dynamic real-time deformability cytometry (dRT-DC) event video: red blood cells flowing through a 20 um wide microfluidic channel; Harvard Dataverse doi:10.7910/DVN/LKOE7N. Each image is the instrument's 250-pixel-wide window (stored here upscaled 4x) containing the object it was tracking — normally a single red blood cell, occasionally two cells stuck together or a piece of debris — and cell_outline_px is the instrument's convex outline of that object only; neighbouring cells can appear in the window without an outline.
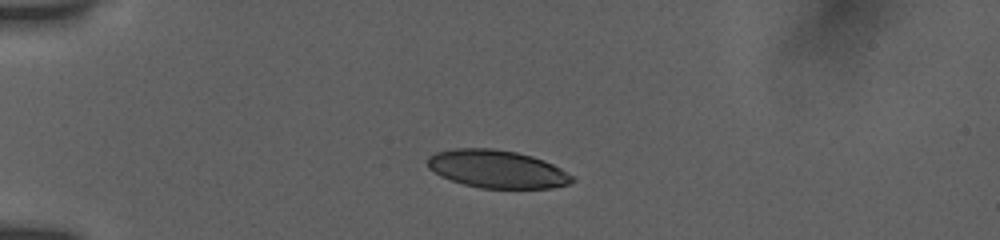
{"species": "human", "species_latin": "Homo sapiens", "temperature_condition": "room temperature", "stored_images_in_passage": 35, "camera_frame_rate_fps": 3000, "um_per_image_px": 0.085, "donor": {"sex": "female"}, "frame": {"image": 1, "passage_image": 1, "time_ms": 0.0, "image_size_px": [1000, 240], "cell_outline_px": [[576, 180], [568, 184], [552, 188], [480, 188], [464, 184], [440, 176], [428, 168], [428, 156], [436, 152], [452, 148], [492, 148], [516, 152], [532, 156], [544, 160], [576, 176]], "centroid_in_image_um": [42.26, 14.37], "position_along_channel_um": 42.7, "area_um2": 32.08}}
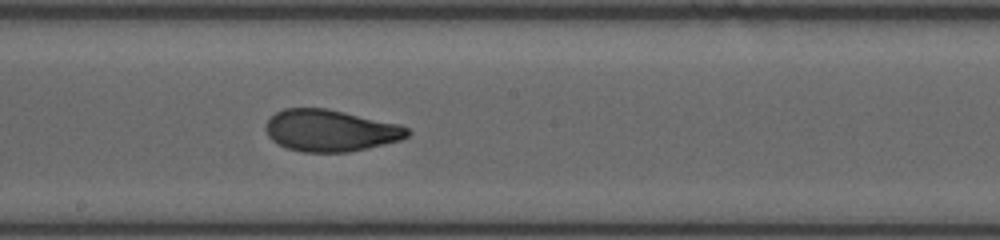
{"frame": {"image": 2, "passage_image": 14, "time_ms": 5.667, "image_size_px": [1000, 240], "cell_outline_px": [[412, 132], [408, 136], [400, 140], [368, 148], [348, 152], [304, 152], [288, 148], [272, 140], [268, 136], [264, 128], [264, 124], [276, 112], [284, 108], [328, 108], [400, 124], [408, 128]], "centroid_in_image_um": [28.09, 11.09], "position_along_channel_um": 220.1, "area_um2": 34.62}}
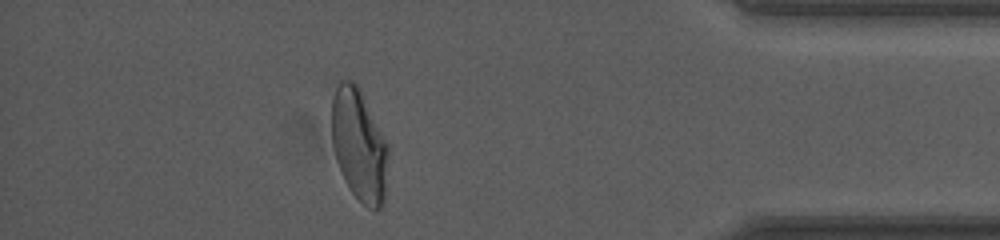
{"frame": {"image": 3, "passage_image": 31, "time_ms": 11.333, "image_size_px": [1000, 240], "cell_outline_px": [[388, 152], [384, 200], [380, 208], [368, 208], [348, 188], [344, 180], [336, 160], [332, 144], [332, 100], [336, 88], [340, 80], [352, 80], [360, 88], [388, 144]], "centroid_in_image_um": [30.51, 12.31], "position_along_channel_um": 404.7, "area_um2": 36.76}, "authors_computed_cell_mechanics": {"area_um2": 35.0268, "velocity_mm_per_s": 3.8568, "shape_relaxation_time_tau1_ms": 4.5057, "shape_relaxation_time_tau2_ms": 1.0344, "deformation_change_tau1": 0.1682, "deformation_change_tau2": 0.0712}}